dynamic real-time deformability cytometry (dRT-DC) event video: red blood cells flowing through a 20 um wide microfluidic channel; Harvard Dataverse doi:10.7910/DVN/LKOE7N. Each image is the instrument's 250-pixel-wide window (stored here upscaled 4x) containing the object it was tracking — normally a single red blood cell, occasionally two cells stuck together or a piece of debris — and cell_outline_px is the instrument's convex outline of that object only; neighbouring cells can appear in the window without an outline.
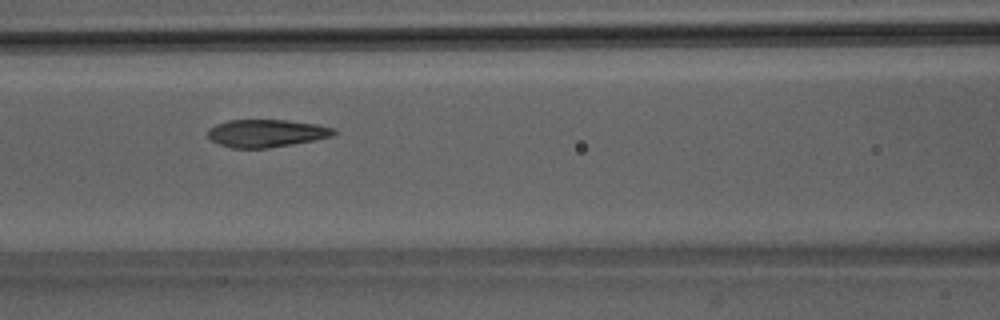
{"species": "Egyptian fruit bat (a non-hibernating species)", "species_latin": "Rousettus aegyptiacus", "temperature_condition": "room temperature", "stored_images_in_passage": 34, "camera_frame_rate_fps": 3000, "um_per_image_px": 0.085, "animal": {"sex": "male"}, "frame": {"image": 1, "passage_image": 6, "time_ms": 1.667, "image_size_px": [1000, 320], "cell_outline_px": [[336, 132], [332, 136], [292, 144], [268, 148], [232, 148], [220, 144], [212, 140], [208, 136], [208, 128], [216, 124], [228, 120], [288, 120], [316, 124], [336, 128]], "centroid_in_image_um": [22.63, 11.32], "position_along_channel_um": 144.0, "area_um2": 20.23}}
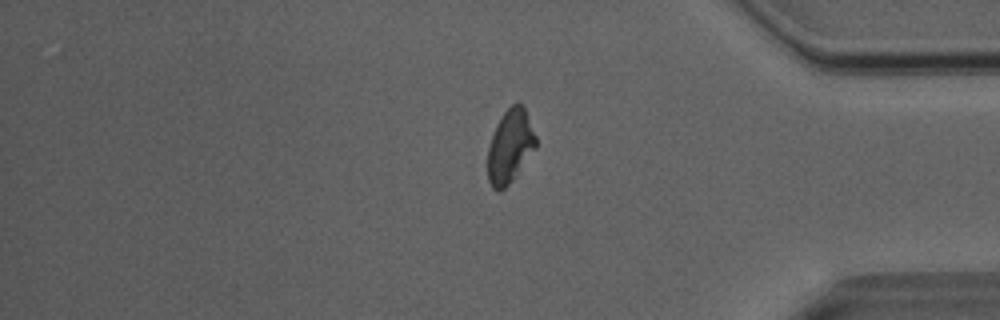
{"frame": {"image": 2, "passage_image": 26, "time_ms": 8.333, "image_size_px": [1000, 320], "cell_outline_px": [[536, 148], [512, 180], [500, 192], [496, 192], [492, 188], [488, 180], [488, 148], [496, 124], [500, 116], [512, 104], [520, 104], [524, 108], [536, 136]], "centroid_in_image_um": [43.34, 12.46], "position_along_channel_um": 391.9, "area_um2": 20.4}}
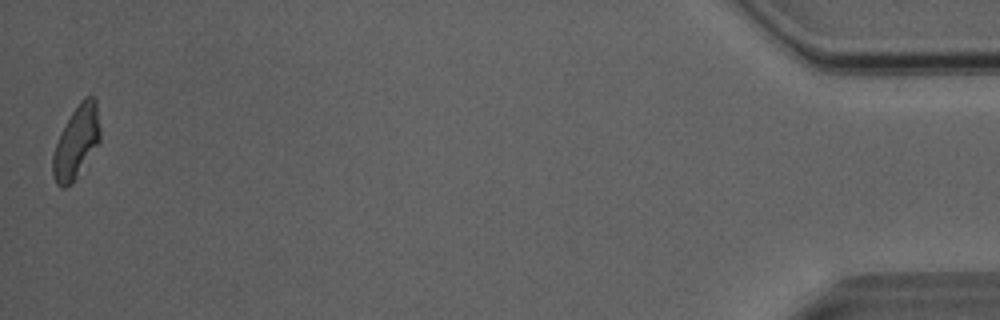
{"frame": {"image": 3, "passage_image": 34, "time_ms": 11.0, "image_size_px": [1000, 320], "cell_outline_px": [[100, 140], [76, 180], [72, 184], [64, 188], [60, 188], [56, 184], [52, 176], [52, 156], [56, 144], [72, 112], [80, 100], [84, 96], [92, 96], [96, 100], [100, 128]], "centroid_in_image_um": [6.49, 12.13], "position_along_channel_um": 428.7, "area_um2": 20.0}}